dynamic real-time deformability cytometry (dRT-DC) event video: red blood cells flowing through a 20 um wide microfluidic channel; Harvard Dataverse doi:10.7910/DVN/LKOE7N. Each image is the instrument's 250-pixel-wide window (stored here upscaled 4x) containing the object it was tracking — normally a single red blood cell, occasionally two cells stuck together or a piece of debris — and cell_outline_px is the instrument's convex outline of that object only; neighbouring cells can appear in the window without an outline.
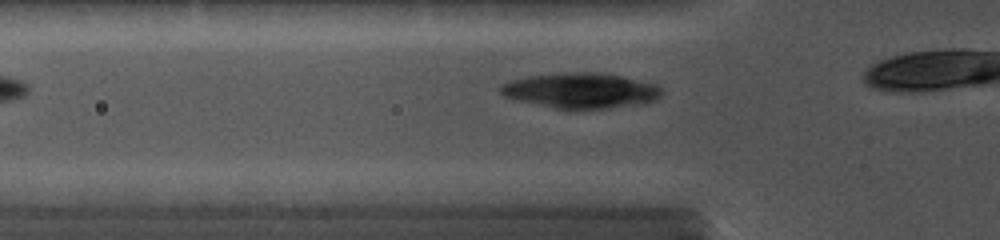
{"species": "common noctule bat (a hibernating species)", "species_latin": "Nyctalus noctula", "temperature_condition": "cold", "stored_images_in_passage": 9, "camera_frame_rate_fps": 5000, "um_per_image_px": 0.085, "animal": {"sex": "female", "body_mass_g": 19.0, "forearm_length_mm": 56.7}, "frame": {"image": 1, "passage_image": 4, "time_ms": 1.0, "image_size_px": [1000, 240], "cell_outline_px": [[664, 92], [656, 100], [644, 104], [608, 108], [556, 108], [512, 100], [504, 96], [500, 92], [500, 84], [512, 80], [528, 76], [580, 72], [592, 72], [620, 76], [656, 84]], "centroid_in_image_um": [49.37, 7.71], "position_along_channel_um": 76.4, "area_um2": 32.95}}